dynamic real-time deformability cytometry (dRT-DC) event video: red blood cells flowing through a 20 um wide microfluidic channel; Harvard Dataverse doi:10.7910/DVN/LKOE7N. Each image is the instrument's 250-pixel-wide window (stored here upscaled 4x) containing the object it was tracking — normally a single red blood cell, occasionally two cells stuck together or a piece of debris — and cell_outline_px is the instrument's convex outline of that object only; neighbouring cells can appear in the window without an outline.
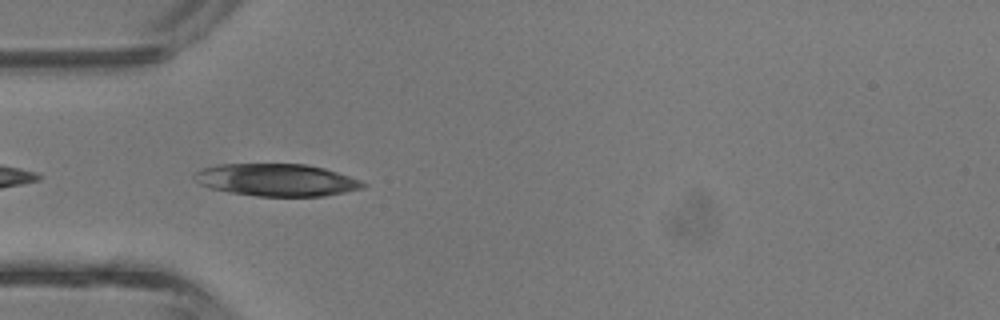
{"species": "common noctule bat (a hibernating species)", "species_latin": "Nyctalus noctula", "temperature_condition": "room temperature", "stored_images_in_passage": 30, "camera_frame_rate_fps": 3000, "um_per_image_px": 0.085, "animal": {"sex": "male", "body_mass_g": 13.3}, "frame": {"image": 1, "passage_image": 1, "time_ms": 0.0, "image_size_px": [1000, 320], "cell_outline_px": [[368, 184], [364, 188], [324, 196], [256, 196], [232, 192], [212, 188], [200, 184], [196, 180], [196, 172], [204, 168], [220, 164], [308, 164], [324, 168], [360, 180]], "centroid_in_image_um": [23.56, 15.29], "position_along_channel_um": 61.4, "area_um2": 31.39}}
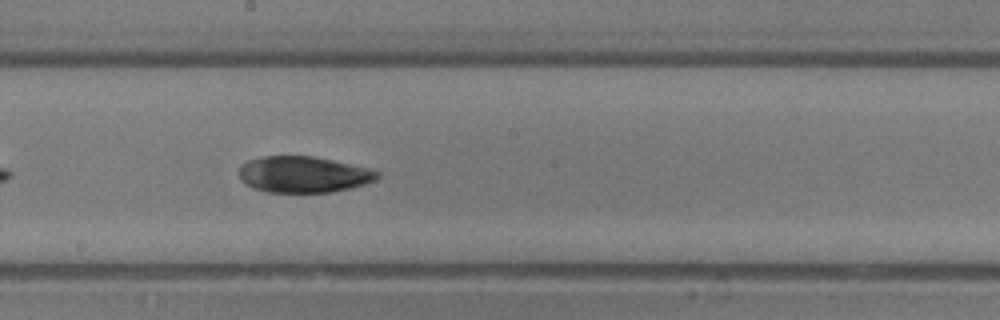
{"frame": {"image": 2, "passage_image": 11, "time_ms": 3.333, "image_size_px": [1000, 320], "cell_outline_px": [[380, 176], [376, 180], [364, 184], [348, 188], [328, 192], [268, 192], [252, 188], [240, 176], [240, 168], [248, 160], [264, 156], [312, 156], [332, 160], [380, 172]], "centroid_in_image_um": [25.79, 14.83], "position_along_channel_um": 222.4, "area_um2": 28.61}}
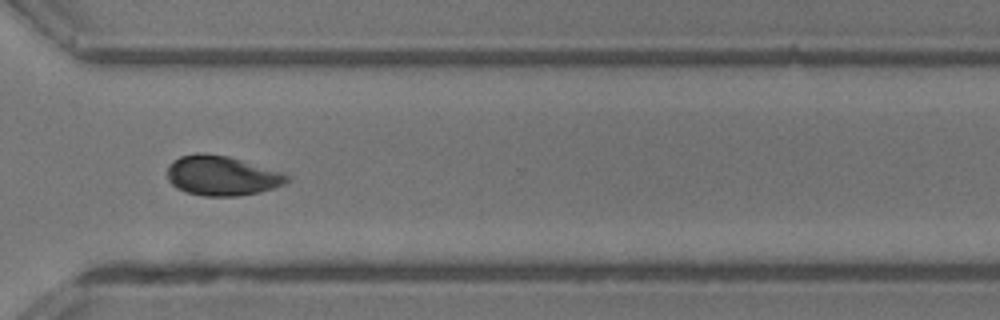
{"frame": {"image": 3, "passage_image": 19, "time_ms": 6.0, "image_size_px": [1000, 320], "cell_outline_px": [[292, 180], [284, 184], [260, 192], [236, 196], [204, 196], [188, 192], [176, 188], [168, 180], [168, 164], [172, 160], [180, 156], [196, 152], [204, 152], [228, 156], [284, 172]], "centroid_in_image_um": [18.86, 14.92], "position_along_channel_um": 351.7, "area_um2": 27.98}, "authors_computed_cell_mechanics": {"area_um2": 28.5821, "velocity_mm_per_s": 4.8588, "shape_relaxation_time_tau1_ms": 7.5597, "shape_relaxation_time_tau2_ms": 2.6376, "deformation_change_tau1": 0.2847, "deformation_change_tau2": 0.062}}